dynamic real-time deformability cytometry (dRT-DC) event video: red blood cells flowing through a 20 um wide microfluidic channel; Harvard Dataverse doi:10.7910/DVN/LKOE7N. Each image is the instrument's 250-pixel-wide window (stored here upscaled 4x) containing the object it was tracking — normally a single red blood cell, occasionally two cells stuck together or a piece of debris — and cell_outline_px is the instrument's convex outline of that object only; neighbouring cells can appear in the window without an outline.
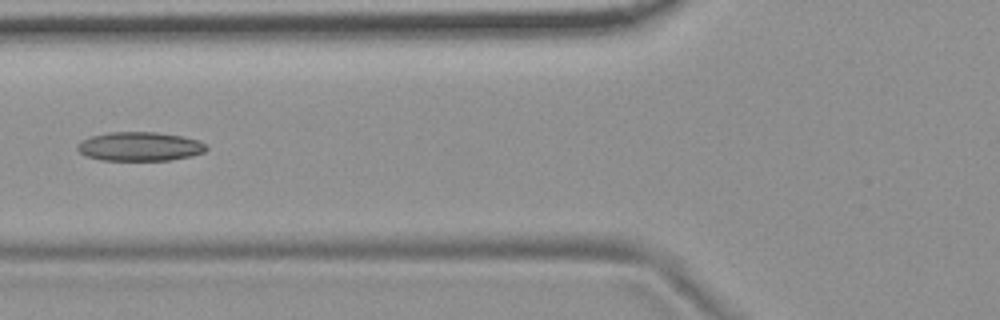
{"species": "common noctule bat (a hibernating species)", "species_latin": "Nyctalus noctula", "temperature_condition": "room temperature", "stored_images_in_passage": 5, "camera_frame_rate_fps": 3000, "um_per_image_px": 0.085, "animal": {"sex": "female", "body_mass_g": 19.9}, "frame": {"image": 1, "passage_image": 5, "time_ms": 1.333, "image_size_px": [1000, 320], "cell_outline_px": [[208, 148], [204, 152], [192, 156], [168, 160], [100, 160], [84, 156], [76, 148], [76, 144], [80, 140], [92, 136], [108, 132], [156, 132], [180, 136], [196, 140], [204, 144]], "centroid_in_image_um": [11.81, 12.45], "position_along_channel_um": 114.0, "area_um2": 21.79}}